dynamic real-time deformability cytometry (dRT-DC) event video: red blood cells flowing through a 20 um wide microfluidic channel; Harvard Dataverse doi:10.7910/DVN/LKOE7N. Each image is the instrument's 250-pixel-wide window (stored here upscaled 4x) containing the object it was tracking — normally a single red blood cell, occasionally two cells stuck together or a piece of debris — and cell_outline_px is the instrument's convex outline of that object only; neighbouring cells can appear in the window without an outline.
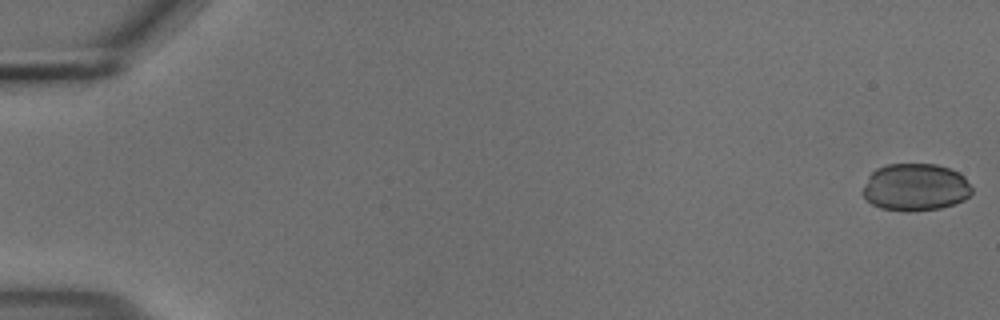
{"species": "common noctule bat (a hibernating species)", "species_latin": "Nyctalus noctula", "temperature_condition": "cold", "stored_images_in_passage": 18, "camera_frame_rate_fps": 3000, "um_per_image_px": 0.085, "animal": {"sex": "male", "body_mass_g": 18.8}, "frame": {"image": 1, "passage_image": 1, "time_ms": 0.0, "image_size_px": [1000, 320], "cell_outline_px": [[972, 192], [964, 200], [956, 204], [940, 208], [908, 212], [904, 212], [880, 208], [872, 204], [860, 192], [868, 176], [876, 168], [884, 164], [936, 164], [960, 172], [964, 176], [972, 188]], "centroid_in_image_um": [77.79, 15.92], "position_along_channel_um": 7.2, "area_um2": 30.52}}